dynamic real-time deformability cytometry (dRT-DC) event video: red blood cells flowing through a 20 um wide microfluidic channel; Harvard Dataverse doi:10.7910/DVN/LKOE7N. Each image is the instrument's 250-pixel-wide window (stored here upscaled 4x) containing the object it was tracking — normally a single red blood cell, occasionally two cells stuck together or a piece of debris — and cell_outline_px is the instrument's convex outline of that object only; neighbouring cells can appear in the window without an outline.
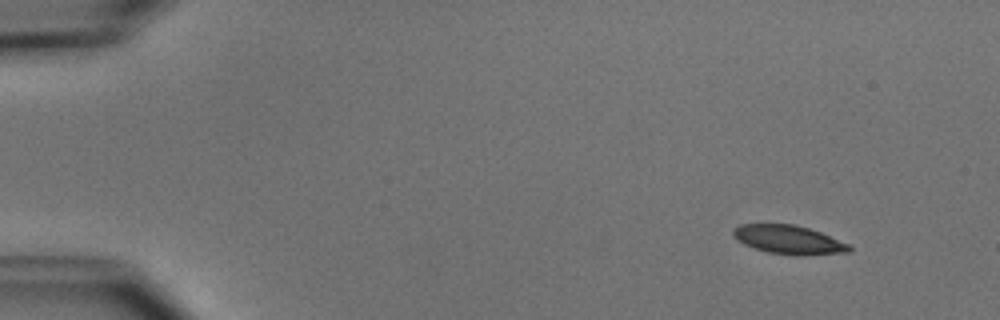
{"species": "common noctule bat (a hibernating species)", "species_latin": "Nyctalus noctula", "temperature_condition": "cold", "stored_images_in_passage": 4, "camera_frame_rate_fps": 3000, "um_per_image_px": 0.085, "animal": {"sex": "male", "body_mass_g": 15.6}, "frame": {"image": 1, "passage_image": 1, "time_ms": 0.0, "image_size_px": [1000, 320], "cell_outline_px": [[852, 252], [804, 256], [796, 256], [768, 252], [744, 244], [736, 240], [732, 232], [732, 228], [740, 224], [792, 224], [808, 228], [820, 232], [848, 244], [852, 248]], "centroid_in_image_um": [67.04, 20.38], "position_along_channel_um": 18.0, "area_um2": 19.54}}
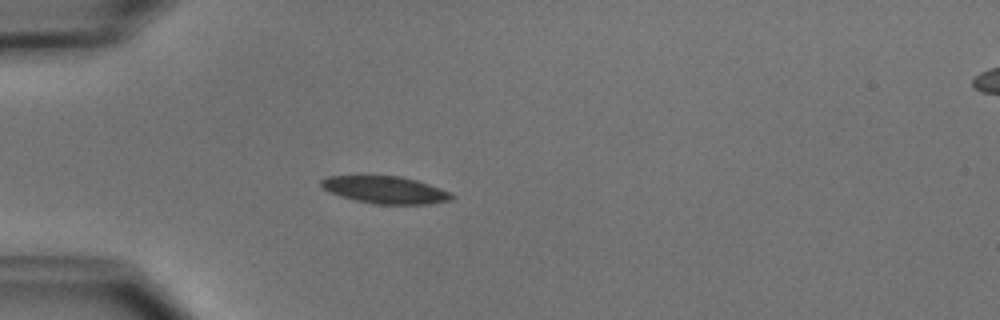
{"frame": {"image": 2, "passage_image": 4, "time_ms": 3.333, "image_size_px": [1000, 320], "cell_outline_px": [[456, 196], [452, 200], [428, 204], [372, 204], [340, 196], [328, 192], [320, 184], [320, 180], [328, 176], [400, 176], [416, 180], [452, 192]], "centroid_in_image_um": [32.77, 16.15], "position_along_channel_um": 52.2, "area_um2": 20.81}}